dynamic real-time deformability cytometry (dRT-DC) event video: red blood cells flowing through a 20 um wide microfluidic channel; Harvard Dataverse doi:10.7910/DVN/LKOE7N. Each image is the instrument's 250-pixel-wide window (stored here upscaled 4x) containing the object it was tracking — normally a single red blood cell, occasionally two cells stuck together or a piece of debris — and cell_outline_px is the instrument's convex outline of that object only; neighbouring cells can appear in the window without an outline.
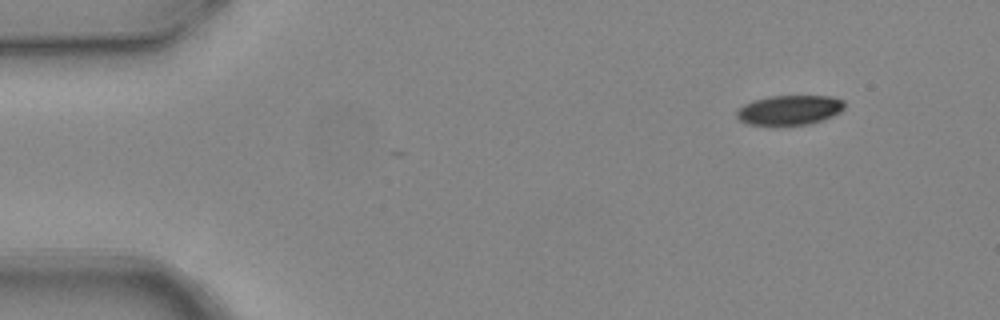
{"species": "common noctule bat (a hibernating species)", "species_latin": "Nyctalus noctula", "temperature_condition": "warm", "stored_images_in_passage": 2, "camera_frame_rate_fps": 3000, "um_per_image_px": 0.085, "animal": {"sex": "female", "body_mass_g": 24.6, "forearm_length_mm": 56.2}, "frame": {"image": 1, "passage_image": 2, "time_ms": 0.333, "image_size_px": [1000, 320], "cell_outline_px": [[844, 108], [840, 112], [832, 116], [808, 124], [776, 128], [748, 124], [740, 120], [736, 116], [736, 112], [744, 104], [752, 100], [768, 96], [832, 96], [844, 100]], "centroid_in_image_um": [67.07, 9.39], "position_along_channel_um": 17.9, "area_um2": 19.31}}